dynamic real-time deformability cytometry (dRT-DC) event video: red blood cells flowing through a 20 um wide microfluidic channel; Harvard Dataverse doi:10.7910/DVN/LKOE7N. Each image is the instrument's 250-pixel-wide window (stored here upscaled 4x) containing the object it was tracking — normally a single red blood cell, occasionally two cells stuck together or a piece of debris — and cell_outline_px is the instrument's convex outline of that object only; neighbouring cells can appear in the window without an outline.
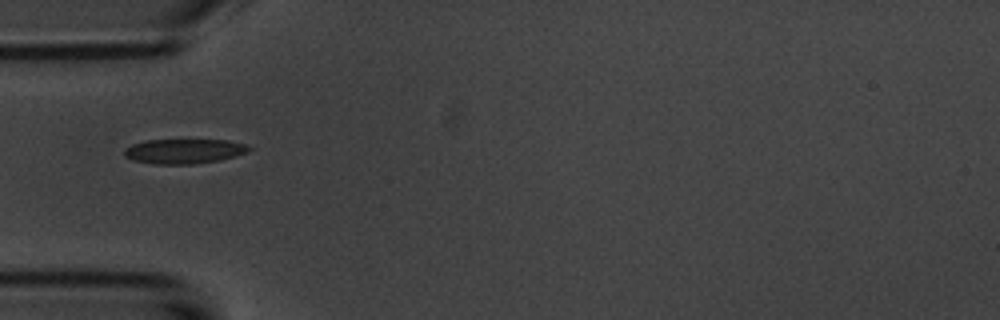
{"species": "common noctule bat (a hibernating species)", "species_latin": "Nyctalus noctula", "temperature_condition": "room temperature", "stored_images_in_passage": 3, "camera_frame_rate_fps": 3000, "um_per_image_px": 0.085, "animal": {"sex": "male", "body_mass_g": 20.1, "forearm_length_mm": 53.5}, "frame": {"image": 1, "passage_image": 1, "time_ms": 0.0, "image_size_px": [1000, 320], "cell_outline_px": [[252, 148], [248, 152], [236, 156], [220, 160], [192, 164], [156, 164], [132, 160], [124, 156], [124, 148], [132, 144], [144, 140], [228, 140], [248, 144]], "centroid_in_image_um": [15.66, 12.85], "position_along_channel_um": 69.3, "area_um2": 18.15}}
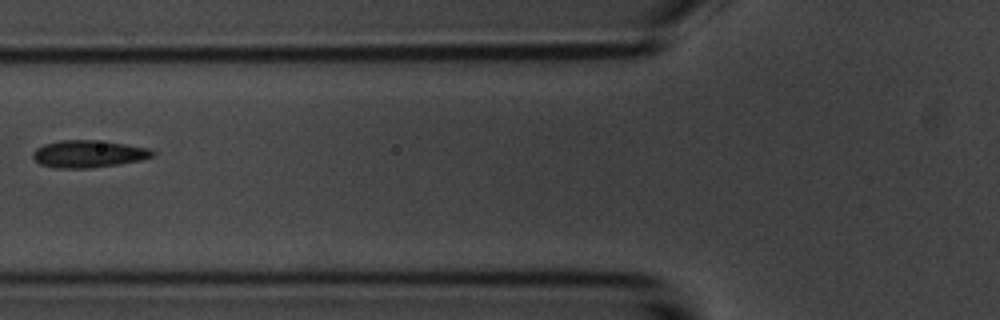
{"frame": {"image": 2, "passage_image": 2, "time_ms": 1.333, "image_size_px": [1000, 320], "cell_outline_px": [[156, 156], [140, 160], [92, 168], [56, 168], [40, 164], [32, 156], [32, 152], [36, 148], [44, 144], [60, 140], [92, 140], [124, 144], [148, 148], [156, 152]], "centroid_in_image_um": [7.51, 13.08], "position_along_channel_um": 118.3, "area_um2": 18.9}}
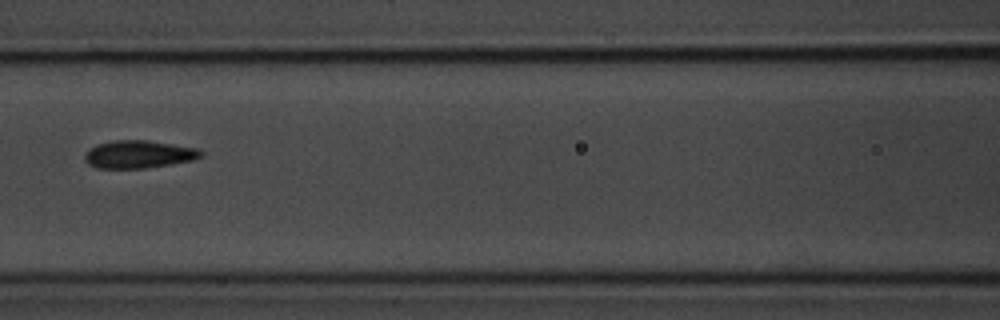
{"frame": {"image": 3, "passage_image": 3, "time_ms": 2.333, "image_size_px": [1000, 320], "cell_outline_px": [[204, 156], [192, 160], [144, 168], [96, 168], [88, 164], [84, 160], [84, 156], [88, 148], [96, 144], [112, 140], [148, 140], [196, 148], [204, 152]], "centroid_in_image_um": [11.75, 13.11], "position_along_channel_um": 154.9, "area_um2": 18.84}}